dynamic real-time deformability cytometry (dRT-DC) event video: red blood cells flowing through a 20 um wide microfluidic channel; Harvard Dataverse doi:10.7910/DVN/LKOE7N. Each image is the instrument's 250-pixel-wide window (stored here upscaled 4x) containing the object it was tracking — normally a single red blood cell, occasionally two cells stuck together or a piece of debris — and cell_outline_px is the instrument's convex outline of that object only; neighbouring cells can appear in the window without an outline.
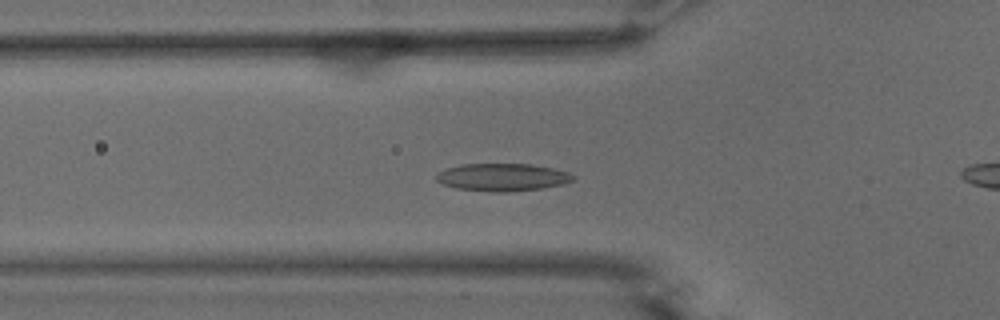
{"species": "common noctule bat (a hibernating species)", "species_latin": "Nyctalus noctula", "temperature_condition": "warm", "stored_images_in_passage": 54, "camera_frame_rate_fps": 3000, "um_per_image_px": 0.085, "animal": {"sex": "male", "body_mass_g": 15.6}, "frame": {"image": 1, "passage_image": 17, "time_ms": 5.333, "image_size_px": [1000, 320], "cell_outline_px": [[576, 176], [572, 180], [564, 184], [544, 188], [512, 192], [496, 192], [456, 188], [444, 184], [436, 180], [436, 176], [440, 172], [448, 168], [460, 164], [532, 164], [552, 168], [568, 172]], "centroid_in_image_um": [42.75, 15.07], "position_along_channel_um": 83.0, "area_um2": 21.96}}
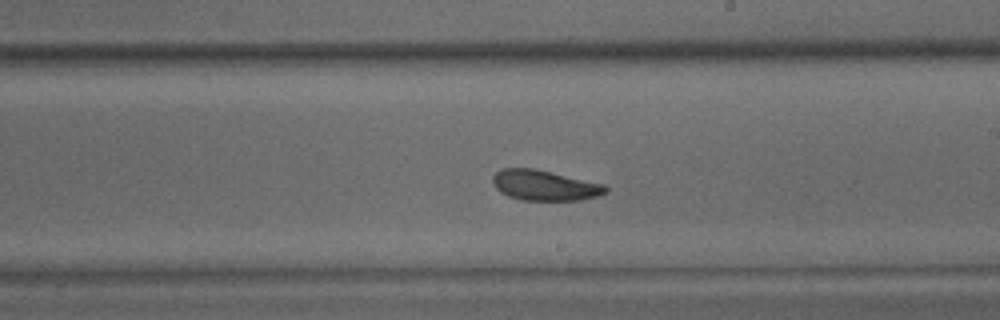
{"frame": {"image": 2, "passage_image": 30, "time_ms": 9.667, "image_size_px": [1000, 320], "cell_outline_px": [[608, 192], [600, 196], [580, 200], [520, 200], [508, 196], [500, 192], [492, 184], [492, 176], [496, 172], [504, 168], [536, 168], [604, 184], [608, 188]], "centroid_in_image_um": [46.3, 15.75], "position_along_channel_um": 242.7, "area_um2": 20.23}}
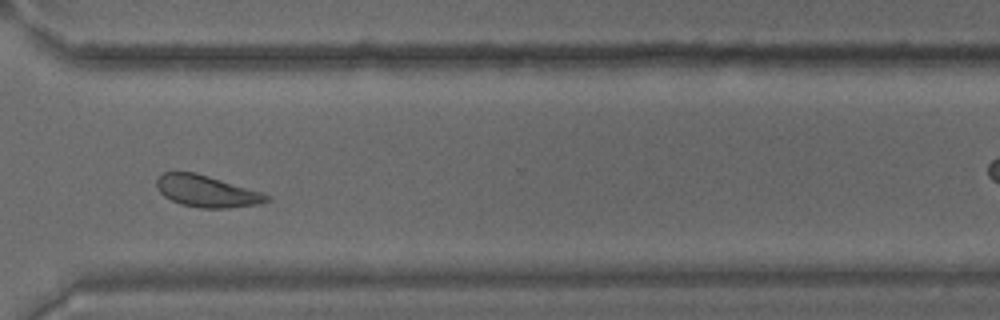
{"frame": {"image": 3, "passage_image": 39, "time_ms": 12.667, "image_size_px": [1000, 320], "cell_outline_px": [[272, 200], [260, 204], [228, 208], [200, 208], [180, 204], [164, 196], [156, 188], [156, 180], [164, 172], [196, 172], [264, 192], [272, 196]], "centroid_in_image_um": [17.63, 16.26], "position_along_channel_um": 353.0, "area_um2": 20.63}, "authors_computed_cell_mechanics": {"area_um2": 20.9525, "velocity_mm_per_s": 3.6729, "shape_relaxation_time_tau1_ms": 7.8966, "shape_relaxation_time_tau2_ms": 3.3938, "deformation_change_tau1": 0.1573, "deformation_change_tau2": 0.0911}}